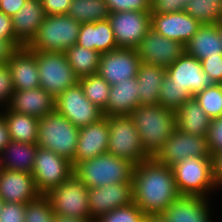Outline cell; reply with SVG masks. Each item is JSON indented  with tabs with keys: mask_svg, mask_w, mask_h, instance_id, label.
<instances>
[{
	"mask_svg": "<svg viewBox=\"0 0 222 222\" xmlns=\"http://www.w3.org/2000/svg\"><path fill=\"white\" fill-rule=\"evenodd\" d=\"M180 196L172 167L154 157L135 166L132 200L144 214H163Z\"/></svg>",
	"mask_w": 222,
	"mask_h": 222,
	"instance_id": "cell-1",
	"label": "cell"
},
{
	"mask_svg": "<svg viewBox=\"0 0 222 222\" xmlns=\"http://www.w3.org/2000/svg\"><path fill=\"white\" fill-rule=\"evenodd\" d=\"M129 116L138 130L142 148L150 157L156 155L177 128L176 111L160 104L138 105Z\"/></svg>",
	"mask_w": 222,
	"mask_h": 222,
	"instance_id": "cell-2",
	"label": "cell"
},
{
	"mask_svg": "<svg viewBox=\"0 0 222 222\" xmlns=\"http://www.w3.org/2000/svg\"><path fill=\"white\" fill-rule=\"evenodd\" d=\"M134 168L133 163L104 153L76 163L73 166V174L87 188H94L115 183H132Z\"/></svg>",
	"mask_w": 222,
	"mask_h": 222,
	"instance_id": "cell-3",
	"label": "cell"
},
{
	"mask_svg": "<svg viewBox=\"0 0 222 222\" xmlns=\"http://www.w3.org/2000/svg\"><path fill=\"white\" fill-rule=\"evenodd\" d=\"M78 137L79 128L56 110L39 118L38 147L51 150L73 162Z\"/></svg>",
	"mask_w": 222,
	"mask_h": 222,
	"instance_id": "cell-4",
	"label": "cell"
},
{
	"mask_svg": "<svg viewBox=\"0 0 222 222\" xmlns=\"http://www.w3.org/2000/svg\"><path fill=\"white\" fill-rule=\"evenodd\" d=\"M81 24L67 14L46 15L26 47L32 51L65 52L77 43Z\"/></svg>",
	"mask_w": 222,
	"mask_h": 222,
	"instance_id": "cell-5",
	"label": "cell"
},
{
	"mask_svg": "<svg viewBox=\"0 0 222 222\" xmlns=\"http://www.w3.org/2000/svg\"><path fill=\"white\" fill-rule=\"evenodd\" d=\"M109 140L107 153L125 159L135 166L150 158L130 116H107Z\"/></svg>",
	"mask_w": 222,
	"mask_h": 222,
	"instance_id": "cell-6",
	"label": "cell"
},
{
	"mask_svg": "<svg viewBox=\"0 0 222 222\" xmlns=\"http://www.w3.org/2000/svg\"><path fill=\"white\" fill-rule=\"evenodd\" d=\"M175 182L181 195L206 197L216 186L213 157L185 158L172 166Z\"/></svg>",
	"mask_w": 222,
	"mask_h": 222,
	"instance_id": "cell-7",
	"label": "cell"
},
{
	"mask_svg": "<svg viewBox=\"0 0 222 222\" xmlns=\"http://www.w3.org/2000/svg\"><path fill=\"white\" fill-rule=\"evenodd\" d=\"M33 52L36 54L40 87L54 98L79 82L65 52Z\"/></svg>",
	"mask_w": 222,
	"mask_h": 222,
	"instance_id": "cell-8",
	"label": "cell"
},
{
	"mask_svg": "<svg viewBox=\"0 0 222 222\" xmlns=\"http://www.w3.org/2000/svg\"><path fill=\"white\" fill-rule=\"evenodd\" d=\"M45 196L56 215L91 218L88 188L74 174L56 188H52Z\"/></svg>",
	"mask_w": 222,
	"mask_h": 222,
	"instance_id": "cell-9",
	"label": "cell"
},
{
	"mask_svg": "<svg viewBox=\"0 0 222 222\" xmlns=\"http://www.w3.org/2000/svg\"><path fill=\"white\" fill-rule=\"evenodd\" d=\"M31 174L38 191L41 195H45L73 175V166L65 157L38 147Z\"/></svg>",
	"mask_w": 222,
	"mask_h": 222,
	"instance_id": "cell-10",
	"label": "cell"
},
{
	"mask_svg": "<svg viewBox=\"0 0 222 222\" xmlns=\"http://www.w3.org/2000/svg\"><path fill=\"white\" fill-rule=\"evenodd\" d=\"M55 110L78 128L104 117L103 111L86 98L79 82L55 98Z\"/></svg>",
	"mask_w": 222,
	"mask_h": 222,
	"instance_id": "cell-11",
	"label": "cell"
},
{
	"mask_svg": "<svg viewBox=\"0 0 222 222\" xmlns=\"http://www.w3.org/2000/svg\"><path fill=\"white\" fill-rule=\"evenodd\" d=\"M212 157L207 136H196L176 128L167 139L165 145L156 153L154 158L169 167L185 158Z\"/></svg>",
	"mask_w": 222,
	"mask_h": 222,
	"instance_id": "cell-12",
	"label": "cell"
},
{
	"mask_svg": "<svg viewBox=\"0 0 222 222\" xmlns=\"http://www.w3.org/2000/svg\"><path fill=\"white\" fill-rule=\"evenodd\" d=\"M108 20L118 48L136 49L151 29L150 12L124 11L110 13Z\"/></svg>",
	"mask_w": 222,
	"mask_h": 222,
	"instance_id": "cell-13",
	"label": "cell"
},
{
	"mask_svg": "<svg viewBox=\"0 0 222 222\" xmlns=\"http://www.w3.org/2000/svg\"><path fill=\"white\" fill-rule=\"evenodd\" d=\"M136 50L141 62L167 69L185 52V45L168 39L151 28Z\"/></svg>",
	"mask_w": 222,
	"mask_h": 222,
	"instance_id": "cell-14",
	"label": "cell"
},
{
	"mask_svg": "<svg viewBox=\"0 0 222 222\" xmlns=\"http://www.w3.org/2000/svg\"><path fill=\"white\" fill-rule=\"evenodd\" d=\"M141 60L133 48H117L100 55L98 74L111 86L136 78Z\"/></svg>",
	"mask_w": 222,
	"mask_h": 222,
	"instance_id": "cell-15",
	"label": "cell"
},
{
	"mask_svg": "<svg viewBox=\"0 0 222 222\" xmlns=\"http://www.w3.org/2000/svg\"><path fill=\"white\" fill-rule=\"evenodd\" d=\"M166 74L174 84L185 88L192 97L214 84L202 70L201 61L186 52L166 69Z\"/></svg>",
	"mask_w": 222,
	"mask_h": 222,
	"instance_id": "cell-16",
	"label": "cell"
},
{
	"mask_svg": "<svg viewBox=\"0 0 222 222\" xmlns=\"http://www.w3.org/2000/svg\"><path fill=\"white\" fill-rule=\"evenodd\" d=\"M132 202V183H115L88 188V204L91 219L94 220Z\"/></svg>",
	"mask_w": 222,
	"mask_h": 222,
	"instance_id": "cell-17",
	"label": "cell"
},
{
	"mask_svg": "<svg viewBox=\"0 0 222 222\" xmlns=\"http://www.w3.org/2000/svg\"><path fill=\"white\" fill-rule=\"evenodd\" d=\"M40 196L32 174L7 169L0 172V198L3 202L27 204Z\"/></svg>",
	"mask_w": 222,
	"mask_h": 222,
	"instance_id": "cell-18",
	"label": "cell"
},
{
	"mask_svg": "<svg viewBox=\"0 0 222 222\" xmlns=\"http://www.w3.org/2000/svg\"><path fill=\"white\" fill-rule=\"evenodd\" d=\"M202 24L185 11L167 14H151V28L168 39L183 45L197 33Z\"/></svg>",
	"mask_w": 222,
	"mask_h": 222,
	"instance_id": "cell-19",
	"label": "cell"
},
{
	"mask_svg": "<svg viewBox=\"0 0 222 222\" xmlns=\"http://www.w3.org/2000/svg\"><path fill=\"white\" fill-rule=\"evenodd\" d=\"M109 125L107 116L95 123L79 128V137L72 166L83 160H90L107 153Z\"/></svg>",
	"mask_w": 222,
	"mask_h": 222,
	"instance_id": "cell-20",
	"label": "cell"
},
{
	"mask_svg": "<svg viewBox=\"0 0 222 222\" xmlns=\"http://www.w3.org/2000/svg\"><path fill=\"white\" fill-rule=\"evenodd\" d=\"M15 91L40 87L36 54L26 46L19 48L7 62Z\"/></svg>",
	"mask_w": 222,
	"mask_h": 222,
	"instance_id": "cell-21",
	"label": "cell"
},
{
	"mask_svg": "<svg viewBox=\"0 0 222 222\" xmlns=\"http://www.w3.org/2000/svg\"><path fill=\"white\" fill-rule=\"evenodd\" d=\"M7 108L36 118H43L55 110V98L43 88L15 91Z\"/></svg>",
	"mask_w": 222,
	"mask_h": 222,
	"instance_id": "cell-22",
	"label": "cell"
},
{
	"mask_svg": "<svg viewBox=\"0 0 222 222\" xmlns=\"http://www.w3.org/2000/svg\"><path fill=\"white\" fill-rule=\"evenodd\" d=\"M46 18L41 0H27L21 9L12 16L16 38L26 46L36 35Z\"/></svg>",
	"mask_w": 222,
	"mask_h": 222,
	"instance_id": "cell-23",
	"label": "cell"
},
{
	"mask_svg": "<svg viewBox=\"0 0 222 222\" xmlns=\"http://www.w3.org/2000/svg\"><path fill=\"white\" fill-rule=\"evenodd\" d=\"M139 104L136 78L124 79L111 86L104 116H129Z\"/></svg>",
	"mask_w": 222,
	"mask_h": 222,
	"instance_id": "cell-24",
	"label": "cell"
},
{
	"mask_svg": "<svg viewBox=\"0 0 222 222\" xmlns=\"http://www.w3.org/2000/svg\"><path fill=\"white\" fill-rule=\"evenodd\" d=\"M84 48L96 50L100 54L118 48L109 20L82 23L77 43Z\"/></svg>",
	"mask_w": 222,
	"mask_h": 222,
	"instance_id": "cell-25",
	"label": "cell"
},
{
	"mask_svg": "<svg viewBox=\"0 0 222 222\" xmlns=\"http://www.w3.org/2000/svg\"><path fill=\"white\" fill-rule=\"evenodd\" d=\"M206 198L181 195L163 215L169 222H210Z\"/></svg>",
	"mask_w": 222,
	"mask_h": 222,
	"instance_id": "cell-26",
	"label": "cell"
},
{
	"mask_svg": "<svg viewBox=\"0 0 222 222\" xmlns=\"http://www.w3.org/2000/svg\"><path fill=\"white\" fill-rule=\"evenodd\" d=\"M185 52L199 61L222 55V41L218 24H202L197 33L186 43Z\"/></svg>",
	"mask_w": 222,
	"mask_h": 222,
	"instance_id": "cell-27",
	"label": "cell"
},
{
	"mask_svg": "<svg viewBox=\"0 0 222 222\" xmlns=\"http://www.w3.org/2000/svg\"><path fill=\"white\" fill-rule=\"evenodd\" d=\"M177 129L196 136H208L211 119L191 97L176 111Z\"/></svg>",
	"mask_w": 222,
	"mask_h": 222,
	"instance_id": "cell-28",
	"label": "cell"
},
{
	"mask_svg": "<svg viewBox=\"0 0 222 222\" xmlns=\"http://www.w3.org/2000/svg\"><path fill=\"white\" fill-rule=\"evenodd\" d=\"M166 69L155 64L140 63L136 76L140 105L158 104L159 92Z\"/></svg>",
	"mask_w": 222,
	"mask_h": 222,
	"instance_id": "cell-29",
	"label": "cell"
},
{
	"mask_svg": "<svg viewBox=\"0 0 222 222\" xmlns=\"http://www.w3.org/2000/svg\"><path fill=\"white\" fill-rule=\"evenodd\" d=\"M38 145L36 143H21L10 141V143L1 151L3 168L10 171H25L32 173ZM6 153V154H5ZM10 154L9 157L3 155Z\"/></svg>",
	"mask_w": 222,
	"mask_h": 222,
	"instance_id": "cell-30",
	"label": "cell"
},
{
	"mask_svg": "<svg viewBox=\"0 0 222 222\" xmlns=\"http://www.w3.org/2000/svg\"><path fill=\"white\" fill-rule=\"evenodd\" d=\"M2 113L5 117L11 141L34 144L37 143L39 118L10 111Z\"/></svg>",
	"mask_w": 222,
	"mask_h": 222,
	"instance_id": "cell-31",
	"label": "cell"
},
{
	"mask_svg": "<svg viewBox=\"0 0 222 222\" xmlns=\"http://www.w3.org/2000/svg\"><path fill=\"white\" fill-rule=\"evenodd\" d=\"M65 55L79 79L98 72L101 55L98 51L75 44L65 51Z\"/></svg>",
	"mask_w": 222,
	"mask_h": 222,
	"instance_id": "cell-32",
	"label": "cell"
},
{
	"mask_svg": "<svg viewBox=\"0 0 222 222\" xmlns=\"http://www.w3.org/2000/svg\"><path fill=\"white\" fill-rule=\"evenodd\" d=\"M110 11L105 0H72L67 15L80 23L107 20Z\"/></svg>",
	"mask_w": 222,
	"mask_h": 222,
	"instance_id": "cell-33",
	"label": "cell"
},
{
	"mask_svg": "<svg viewBox=\"0 0 222 222\" xmlns=\"http://www.w3.org/2000/svg\"><path fill=\"white\" fill-rule=\"evenodd\" d=\"M79 83L87 99L105 112L111 85L98 73L79 79Z\"/></svg>",
	"mask_w": 222,
	"mask_h": 222,
	"instance_id": "cell-34",
	"label": "cell"
},
{
	"mask_svg": "<svg viewBox=\"0 0 222 222\" xmlns=\"http://www.w3.org/2000/svg\"><path fill=\"white\" fill-rule=\"evenodd\" d=\"M185 12L201 24H218L222 18V0H190Z\"/></svg>",
	"mask_w": 222,
	"mask_h": 222,
	"instance_id": "cell-35",
	"label": "cell"
},
{
	"mask_svg": "<svg viewBox=\"0 0 222 222\" xmlns=\"http://www.w3.org/2000/svg\"><path fill=\"white\" fill-rule=\"evenodd\" d=\"M192 95L176 84L166 74L159 92L158 104L166 109L177 111Z\"/></svg>",
	"mask_w": 222,
	"mask_h": 222,
	"instance_id": "cell-36",
	"label": "cell"
},
{
	"mask_svg": "<svg viewBox=\"0 0 222 222\" xmlns=\"http://www.w3.org/2000/svg\"><path fill=\"white\" fill-rule=\"evenodd\" d=\"M194 97L211 120L222 117V84L214 83Z\"/></svg>",
	"mask_w": 222,
	"mask_h": 222,
	"instance_id": "cell-37",
	"label": "cell"
},
{
	"mask_svg": "<svg viewBox=\"0 0 222 222\" xmlns=\"http://www.w3.org/2000/svg\"><path fill=\"white\" fill-rule=\"evenodd\" d=\"M55 220L56 214L45 195L26 204L25 222H55Z\"/></svg>",
	"mask_w": 222,
	"mask_h": 222,
	"instance_id": "cell-38",
	"label": "cell"
},
{
	"mask_svg": "<svg viewBox=\"0 0 222 222\" xmlns=\"http://www.w3.org/2000/svg\"><path fill=\"white\" fill-rule=\"evenodd\" d=\"M145 218L146 214L132 202L101 215L95 222H145Z\"/></svg>",
	"mask_w": 222,
	"mask_h": 222,
	"instance_id": "cell-39",
	"label": "cell"
},
{
	"mask_svg": "<svg viewBox=\"0 0 222 222\" xmlns=\"http://www.w3.org/2000/svg\"><path fill=\"white\" fill-rule=\"evenodd\" d=\"M110 13L124 11L149 12L150 0H105Z\"/></svg>",
	"mask_w": 222,
	"mask_h": 222,
	"instance_id": "cell-40",
	"label": "cell"
},
{
	"mask_svg": "<svg viewBox=\"0 0 222 222\" xmlns=\"http://www.w3.org/2000/svg\"><path fill=\"white\" fill-rule=\"evenodd\" d=\"M190 0H150V14H167L185 11Z\"/></svg>",
	"mask_w": 222,
	"mask_h": 222,
	"instance_id": "cell-41",
	"label": "cell"
},
{
	"mask_svg": "<svg viewBox=\"0 0 222 222\" xmlns=\"http://www.w3.org/2000/svg\"><path fill=\"white\" fill-rule=\"evenodd\" d=\"M25 208L26 204L4 202L0 222H25Z\"/></svg>",
	"mask_w": 222,
	"mask_h": 222,
	"instance_id": "cell-42",
	"label": "cell"
},
{
	"mask_svg": "<svg viewBox=\"0 0 222 222\" xmlns=\"http://www.w3.org/2000/svg\"><path fill=\"white\" fill-rule=\"evenodd\" d=\"M207 140L212 157L222 152V117L211 120Z\"/></svg>",
	"mask_w": 222,
	"mask_h": 222,
	"instance_id": "cell-43",
	"label": "cell"
},
{
	"mask_svg": "<svg viewBox=\"0 0 222 222\" xmlns=\"http://www.w3.org/2000/svg\"><path fill=\"white\" fill-rule=\"evenodd\" d=\"M201 65L213 83L222 84V55L207 57L201 60Z\"/></svg>",
	"mask_w": 222,
	"mask_h": 222,
	"instance_id": "cell-44",
	"label": "cell"
},
{
	"mask_svg": "<svg viewBox=\"0 0 222 222\" xmlns=\"http://www.w3.org/2000/svg\"><path fill=\"white\" fill-rule=\"evenodd\" d=\"M14 92L15 89L9 66L7 64L0 65V103L6 101L9 104Z\"/></svg>",
	"mask_w": 222,
	"mask_h": 222,
	"instance_id": "cell-45",
	"label": "cell"
},
{
	"mask_svg": "<svg viewBox=\"0 0 222 222\" xmlns=\"http://www.w3.org/2000/svg\"><path fill=\"white\" fill-rule=\"evenodd\" d=\"M24 45L19 40H3L0 38V65H5L14 53Z\"/></svg>",
	"mask_w": 222,
	"mask_h": 222,
	"instance_id": "cell-46",
	"label": "cell"
},
{
	"mask_svg": "<svg viewBox=\"0 0 222 222\" xmlns=\"http://www.w3.org/2000/svg\"><path fill=\"white\" fill-rule=\"evenodd\" d=\"M46 15L67 14L72 0H41Z\"/></svg>",
	"mask_w": 222,
	"mask_h": 222,
	"instance_id": "cell-47",
	"label": "cell"
},
{
	"mask_svg": "<svg viewBox=\"0 0 222 222\" xmlns=\"http://www.w3.org/2000/svg\"><path fill=\"white\" fill-rule=\"evenodd\" d=\"M0 38L3 40H18L15 36L12 17L0 11Z\"/></svg>",
	"mask_w": 222,
	"mask_h": 222,
	"instance_id": "cell-48",
	"label": "cell"
},
{
	"mask_svg": "<svg viewBox=\"0 0 222 222\" xmlns=\"http://www.w3.org/2000/svg\"><path fill=\"white\" fill-rule=\"evenodd\" d=\"M27 0H0V11L6 15L14 16Z\"/></svg>",
	"mask_w": 222,
	"mask_h": 222,
	"instance_id": "cell-49",
	"label": "cell"
},
{
	"mask_svg": "<svg viewBox=\"0 0 222 222\" xmlns=\"http://www.w3.org/2000/svg\"><path fill=\"white\" fill-rule=\"evenodd\" d=\"M10 141L5 117L0 113V152L10 143Z\"/></svg>",
	"mask_w": 222,
	"mask_h": 222,
	"instance_id": "cell-50",
	"label": "cell"
},
{
	"mask_svg": "<svg viewBox=\"0 0 222 222\" xmlns=\"http://www.w3.org/2000/svg\"><path fill=\"white\" fill-rule=\"evenodd\" d=\"M213 167L216 187L222 186V152L213 156Z\"/></svg>",
	"mask_w": 222,
	"mask_h": 222,
	"instance_id": "cell-51",
	"label": "cell"
},
{
	"mask_svg": "<svg viewBox=\"0 0 222 222\" xmlns=\"http://www.w3.org/2000/svg\"><path fill=\"white\" fill-rule=\"evenodd\" d=\"M55 222H95V220L91 218H75L63 215H56Z\"/></svg>",
	"mask_w": 222,
	"mask_h": 222,
	"instance_id": "cell-52",
	"label": "cell"
},
{
	"mask_svg": "<svg viewBox=\"0 0 222 222\" xmlns=\"http://www.w3.org/2000/svg\"><path fill=\"white\" fill-rule=\"evenodd\" d=\"M145 222H169L163 214L146 215Z\"/></svg>",
	"mask_w": 222,
	"mask_h": 222,
	"instance_id": "cell-53",
	"label": "cell"
},
{
	"mask_svg": "<svg viewBox=\"0 0 222 222\" xmlns=\"http://www.w3.org/2000/svg\"><path fill=\"white\" fill-rule=\"evenodd\" d=\"M219 32H220V38L222 41V22H219Z\"/></svg>",
	"mask_w": 222,
	"mask_h": 222,
	"instance_id": "cell-54",
	"label": "cell"
},
{
	"mask_svg": "<svg viewBox=\"0 0 222 222\" xmlns=\"http://www.w3.org/2000/svg\"><path fill=\"white\" fill-rule=\"evenodd\" d=\"M0 154H1V152H0ZM1 156V155H0ZM2 156H1V158H0V172L4 169L3 168V161H2Z\"/></svg>",
	"mask_w": 222,
	"mask_h": 222,
	"instance_id": "cell-55",
	"label": "cell"
},
{
	"mask_svg": "<svg viewBox=\"0 0 222 222\" xmlns=\"http://www.w3.org/2000/svg\"><path fill=\"white\" fill-rule=\"evenodd\" d=\"M3 200L0 198V213H1V209H2V206H3Z\"/></svg>",
	"mask_w": 222,
	"mask_h": 222,
	"instance_id": "cell-56",
	"label": "cell"
}]
</instances>
